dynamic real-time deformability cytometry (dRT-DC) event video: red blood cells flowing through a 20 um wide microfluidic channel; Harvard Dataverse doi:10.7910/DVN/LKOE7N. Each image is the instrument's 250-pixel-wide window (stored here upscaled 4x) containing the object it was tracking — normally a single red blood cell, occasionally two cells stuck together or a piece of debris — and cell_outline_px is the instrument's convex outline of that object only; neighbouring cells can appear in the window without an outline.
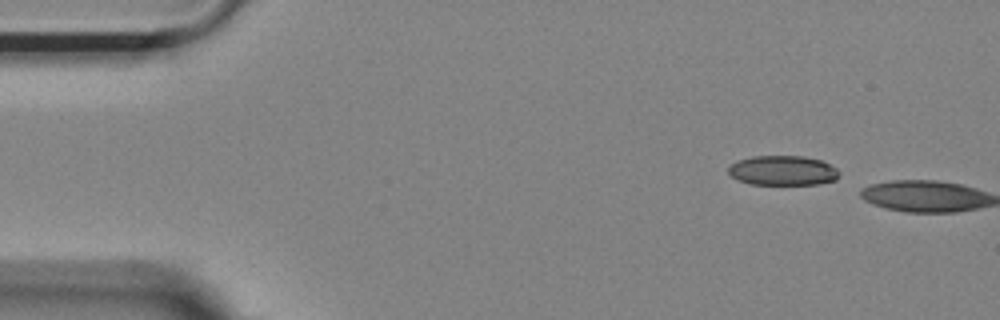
{"species": "Egyptian fruit bat (a non-hibernating species)", "species_latin": "Rousettus aegyptiacus", "temperature_condition": "room temperature", "stored_images_in_passage": 2, "camera_frame_rate_fps": 3000, "um_per_image_px": 0.085, "animal": {"sex": "female"}, "frame": {"image": 1, "passage_image": 1, "time_ms": 0.0, "image_size_px": [1000, 320], "cell_outline_px": [[840, 172], [836, 180], [820, 184], [752, 184], [736, 180], [728, 172], [728, 168], [736, 160], [752, 156], [804, 156], [820, 160], [836, 168]], "centroid_in_image_um": [66.53, 14.49], "position_along_channel_um": 18.5, "area_um2": 19.25}}